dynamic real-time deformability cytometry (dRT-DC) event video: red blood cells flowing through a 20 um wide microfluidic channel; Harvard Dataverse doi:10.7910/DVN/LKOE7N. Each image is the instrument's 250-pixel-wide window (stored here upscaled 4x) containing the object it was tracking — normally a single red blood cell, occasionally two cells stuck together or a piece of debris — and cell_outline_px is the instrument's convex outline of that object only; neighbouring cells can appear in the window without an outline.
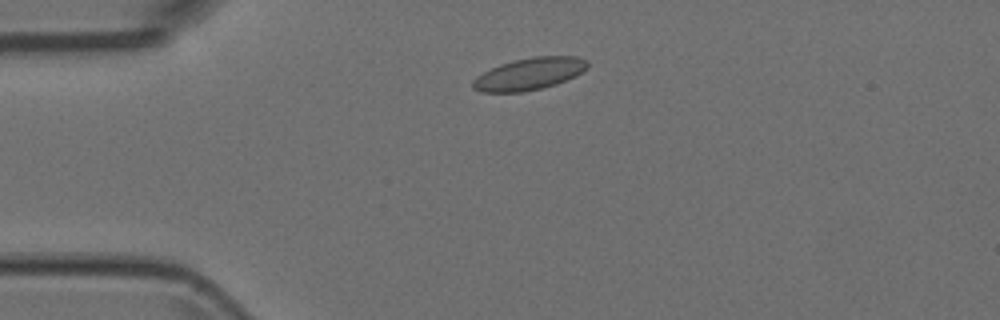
{"species": "Egyptian fruit bat (a non-hibernating species)", "species_latin": "Rousettus aegyptiacus", "temperature_condition": "room temperature", "stored_images_in_passage": 5, "camera_frame_rate_fps": 3000, "um_per_image_px": 0.085, "animal": {"sex": "female"}, "frame": {"image": 1, "passage_image": 2, "time_ms": 0.333, "image_size_px": [1000, 320], "cell_outline_px": [[588, 68], [556, 84], [524, 92], [480, 92], [472, 88], [472, 80], [476, 76], [500, 64], [512, 60], [532, 56], [576, 56], [588, 60]], "centroid_in_image_um": [44.95, 6.27], "position_along_channel_um": 40.0, "area_um2": 21.39}}
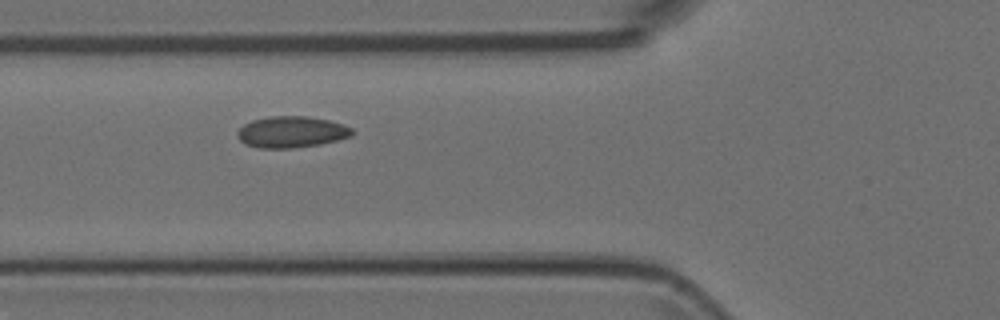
{"frame": {"image": 2, "passage_image": 4, "time_ms": 1.0, "image_size_px": [1000, 320], "cell_outline_px": [[352, 136], [320, 144], [292, 148], [260, 148], [244, 144], [236, 136], [236, 132], [244, 124], [252, 120], [268, 116], [308, 116], [328, 120], [344, 124], [352, 128]], "centroid_in_image_um": [24.75, 11.21], "position_along_channel_um": 101.1, "area_um2": 21.04}}
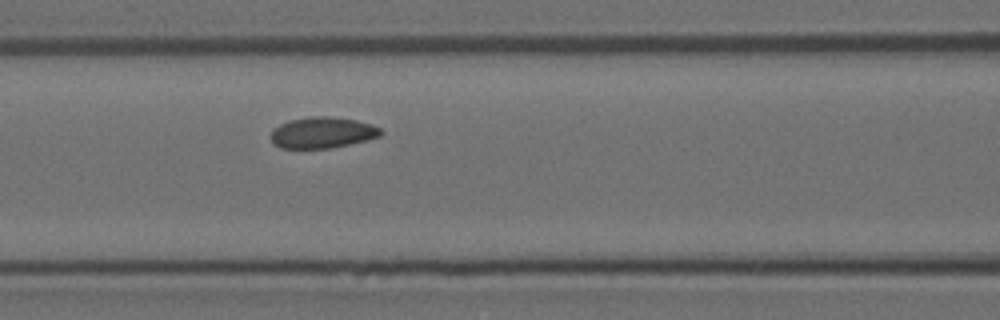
{"frame": {"image": 3, "passage_image": 5, "time_ms": 1.333, "image_size_px": [1000, 320], "cell_outline_px": [[384, 132], [380, 136], [348, 144], [328, 148], [280, 148], [272, 144], [272, 132], [280, 124], [288, 120], [312, 116], [328, 116], [356, 120], [372, 124], [380, 128]], "centroid_in_image_um": [27.4, 11.26], "position_along_channel_um": 139.2, "area_um2": 19.77}}